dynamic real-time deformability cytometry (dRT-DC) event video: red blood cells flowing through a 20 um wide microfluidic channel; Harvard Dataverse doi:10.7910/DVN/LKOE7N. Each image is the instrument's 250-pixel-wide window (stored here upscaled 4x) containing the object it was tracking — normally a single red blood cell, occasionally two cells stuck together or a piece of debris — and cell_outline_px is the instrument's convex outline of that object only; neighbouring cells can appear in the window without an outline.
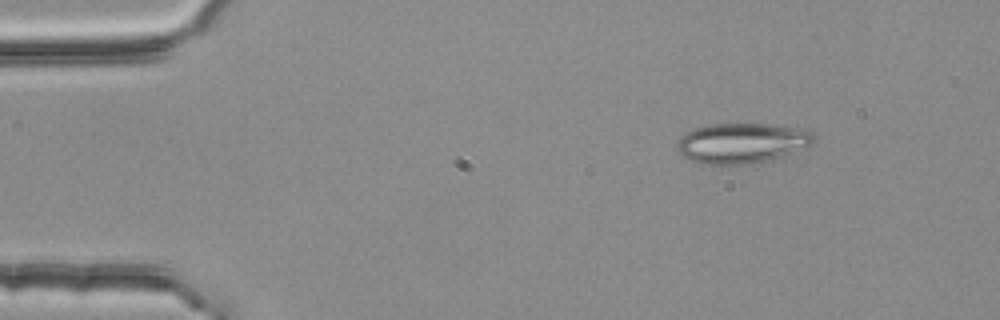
{"species": "common noctule bat (a hibernating species)", "species_latin": "Nyctalus noctula", "temperature_condition": "room temperature", "stored_images_in_passage": 4, "camera_frame_rate_fps": 3000, "um_per_image_px": 0.085, "animal": {"sex": "female", "body_mass_g": 25.1}, "frame": {"image": 1, "passage_image": 2, "time_ms": 0.333, "image_size_px": [1000, 320], "cell_outline_px": [[816, 136], [808, 144], [772, 160], [748, 164], [704, 164], [680, 156], [676, 152], [676, 140], [680, 136], [696, 128], [708, 124], [768, 124], [808, 128]], "centroid_in_image_um": [63.0, 12.15], "position_along_channel_um": 22.0, "area_um2": 32.08}}